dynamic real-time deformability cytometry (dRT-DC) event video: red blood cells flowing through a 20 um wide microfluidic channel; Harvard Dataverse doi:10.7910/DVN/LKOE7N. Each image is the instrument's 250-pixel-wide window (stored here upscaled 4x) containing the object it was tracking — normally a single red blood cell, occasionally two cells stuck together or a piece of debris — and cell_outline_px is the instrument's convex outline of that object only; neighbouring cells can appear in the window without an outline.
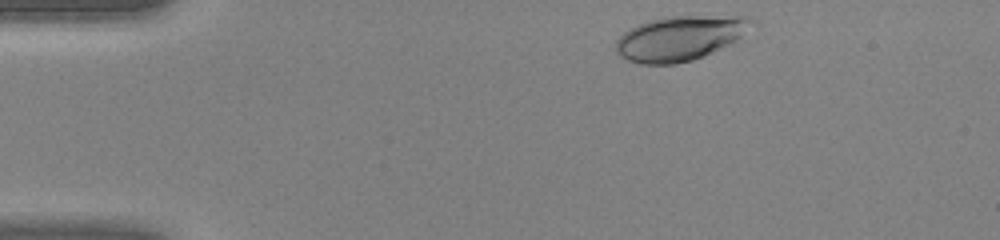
{"species": "human", "species_latin": "Homo sapiens", "temperature_condition": "warm", "stored_images_in_passage": 39, "camera_frame_rate_fps": 3000, "um_per_image_px": 0.085, "donor": {"sex": "female"}, "frame": {"image": 1, "passage_image": 1, "time_ms": 0.0, "image_size_px": [1000, 240], "cell_outline_px": [[756, 24], [736, 40], [704, 56], [692, 60], [676, 64], [640, 64], [628, 60], [620, 56], [616, 52], [616, 40], [624, 32], [636, 24], [648, 20], [664, 16], [748, 16], [756, 20]], "centroid_in_image_um": [57.8, 3.23], "position_along_channel_um": 27.2, "area_um2": 35.6}}
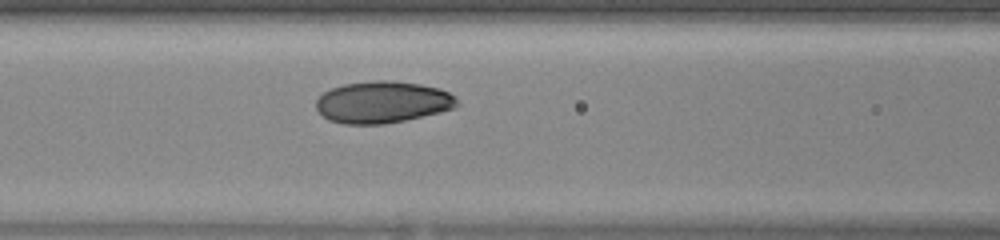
{"frame": {"image": 2, "passage_image": 13, "time_ms": 4.0, "image_size_px": [1000, 240], "cell_outline_px": [[460, 104], [452, 108], [440, 112], [404, 120], [384, 124], [344, 124], [328, 120], [316, 108], [316, 100], [324, 92], [332, 88], [344, 84], [376, 80], [396, 80], [420, 84], [440, 88], [456, 96]], "centroid_in_image_um": [32.53, 8.67], "position_along_channel_um": 134.1, "area_um2": 34.39}}
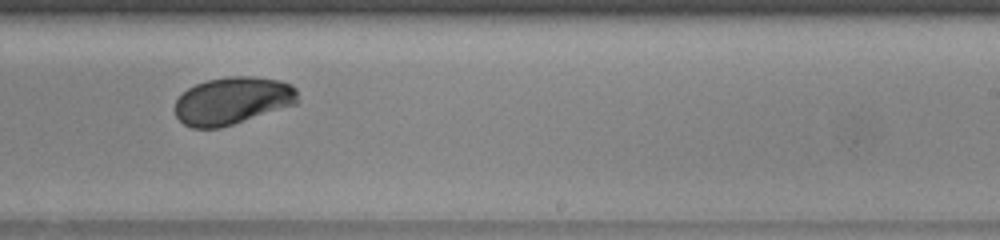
{"frame": {"image": 3, "passage_image": 22, "time_ms": 7.0, "image_size_px": [1000, 240], "cell_outline_px": [[300, 100], [296, 104], [220, 128], [192, 128], [184, 124], [176, 116], [176, 100], [188, 88], [196, 84], [208, 80], [228, 76], [252, 76], [280, 80], [292, 84], [296, 88]], "centroid_in_image_um": [19.8, 8.55], "position_along_channel_um": 269.2, "area_um2": 33.99}}